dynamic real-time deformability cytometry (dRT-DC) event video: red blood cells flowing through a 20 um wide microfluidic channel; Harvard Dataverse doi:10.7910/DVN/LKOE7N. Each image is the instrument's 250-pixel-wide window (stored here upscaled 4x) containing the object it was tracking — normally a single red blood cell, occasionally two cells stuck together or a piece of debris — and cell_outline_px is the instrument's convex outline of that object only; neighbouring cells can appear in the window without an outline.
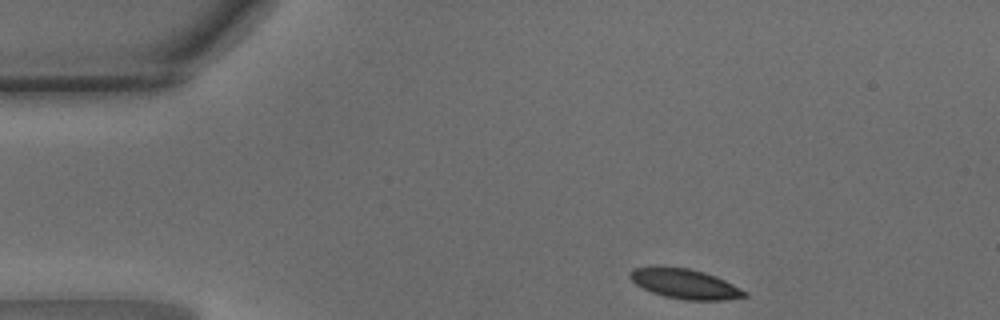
{"species": "common noctule bat (a hibernating species)", "species_latin": "Nyctalus noctula", "temperature_condition": "warm", "stored_images_in_passage": 33, "camera_frame_rate_fps": 3000, "um_per_image_px": 0.085, "animal": {"sex": "male", "body_mass_g": 15.6}, "frame": {"image": 1, "passage_image": 1, "time_ms": 0.0, "image_size_px": [1000, 320], "cell_outline_px": [[748, 296], [724, 300], [684, 300], [664, 296], [652, 292], [636, 284], [628, 276], [628, 272], [636, 268], [688, 268], [704, 272], [724, 280], [748, 292]], "centroid_in_image_um": [58.25, 24.15], "position_along_channel_um": 26.7, "area_um2": 19.42}}
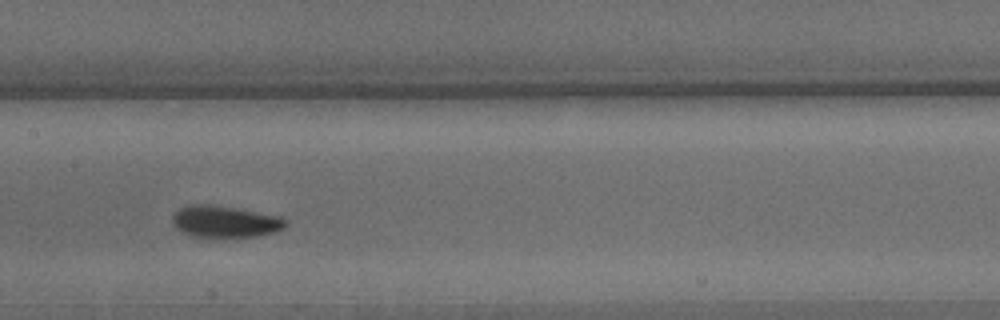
{"frame": {"image": 2, "passage_image": 17, "time_ms": 5.333, "image_size_px": [1000, 320], "cell_outline_px": [[288, 224], [284, 228], [260, 236], [188, 236], [180, 232], [172, 224], [172, 216], [180, 208], [192, 204], [212, 204], [236, 208], [280, 216], [288, 220]], "centroid_in_image_um": [19.11, 18.82], "position_along_channel_um": 188.3, "area_um2": 20.92}}
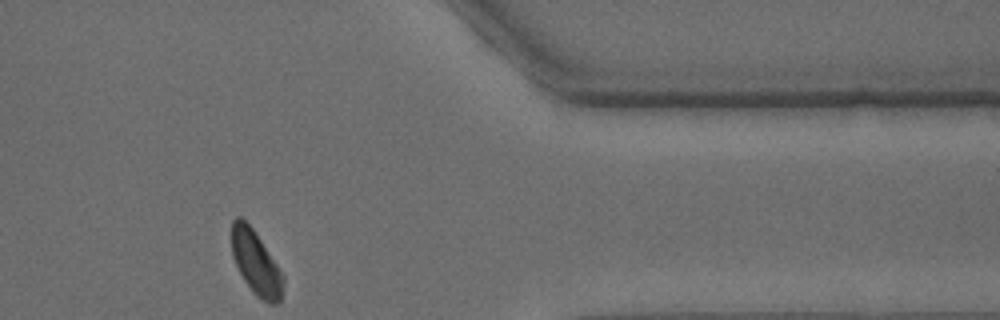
{"frame": {"image": 3, "passage_image": 33, "time_ms": 10.667, "image_size_px": [1000, 320], "cell_outline_px": [[284, 280], [280, 300], [276, 304], [268, 304], [256, 296], [252, 292], [244, 280], [232, 256], [232, 220], [236, 216], [240, 216], [252, 228], [284, 276]], "centroid_in_image_um": [21.74, 22.37], "position_along_channel_um": 389.7, "area_um2": 18.9}, "authors_computed_cell_mechanics": {"area_um2": 20.6346, "velocity_mm_per_s": 4.1783, "shape_relaxation_time_tau1_ms": 2.2042, "shape_relaxation_time_tau2_ms": 2.7054, "deformation_change_tau1": 0.1009, "deformation_change_tau2": 0.0569}}